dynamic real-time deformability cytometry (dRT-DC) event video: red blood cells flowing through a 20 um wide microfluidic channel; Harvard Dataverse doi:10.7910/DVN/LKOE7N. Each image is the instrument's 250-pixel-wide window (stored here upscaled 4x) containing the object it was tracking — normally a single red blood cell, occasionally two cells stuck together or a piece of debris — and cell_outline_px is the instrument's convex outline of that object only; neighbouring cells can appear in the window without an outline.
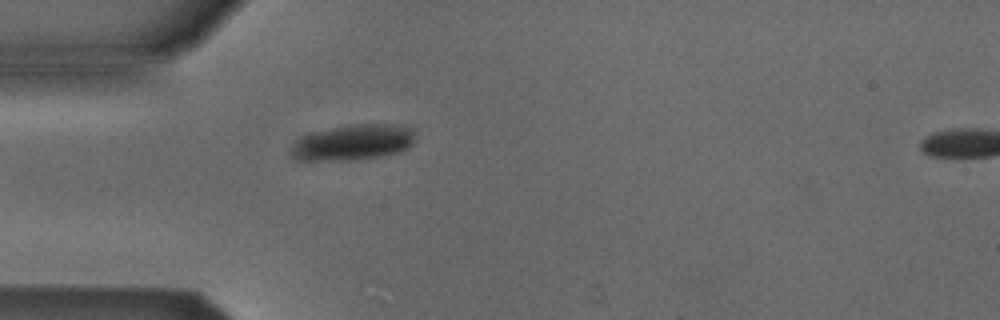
{"species": "Egyptian fruit bat (a non-hibernating species)", "species_latin": "Rousettus aegyptiacus", "temperature_condition": "cold", "stored_images_in_passage": 5, "camera_frame_rate_fps": 3000, "um_per_image_px": 0.085, "animal": {"sex": "male"}, "frame": {"image": 1, "passage_image": 5, "time_ms": 4.667, "image_size_px": [1000, 320], "cell_outline_px": [[416, 140], [408, 148], [400, 152], [380, 156], [348, 160], [300, 160], [292, 152], [296, 144], [304, 136], [312, 132], [348, 124], [404, 124], [416, 128]], "centroid_in_image_um": [30.19, 12.07], "position_along_channel_um": 54.8, "area_um2": 25.78}}